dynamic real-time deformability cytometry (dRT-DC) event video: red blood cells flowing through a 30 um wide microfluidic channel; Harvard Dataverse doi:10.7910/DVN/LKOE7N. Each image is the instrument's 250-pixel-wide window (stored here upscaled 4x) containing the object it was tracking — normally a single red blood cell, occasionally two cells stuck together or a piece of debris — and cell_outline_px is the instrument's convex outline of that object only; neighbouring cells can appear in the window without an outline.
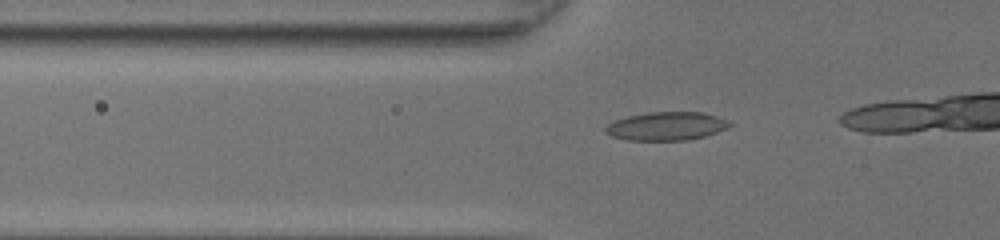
{"species": "common noctule bat (a hibernating species)", "species_latin": "Nyctalus noctula", "temperature_condition": "room temperature", "stored_images_in_passage": 20, "camera_frame_rate_fps": 3000, "um_per_image_px": 0.085, "animal": {"sex": "female", "body_mass_g": 20.0, "forearm_length_mm": 54.0}, "frame": {"image": 1, "passage_image": 15, "time_ms": 4.667, "image_size_px": [1000, 240], "cell_outline_px": [[732, 124], [728, 128], [704, 136], [688, 140], [628, 140], [612, 136], [604, 132], [604, 128], [608, 124], [616, 120], [628, 116], [648, 112], [704, 112], [728, 120]], "centroid_in_image_um": [56.65, 10.72], "position_along_channel_um": 69.1, "area_um2": 20.52}}